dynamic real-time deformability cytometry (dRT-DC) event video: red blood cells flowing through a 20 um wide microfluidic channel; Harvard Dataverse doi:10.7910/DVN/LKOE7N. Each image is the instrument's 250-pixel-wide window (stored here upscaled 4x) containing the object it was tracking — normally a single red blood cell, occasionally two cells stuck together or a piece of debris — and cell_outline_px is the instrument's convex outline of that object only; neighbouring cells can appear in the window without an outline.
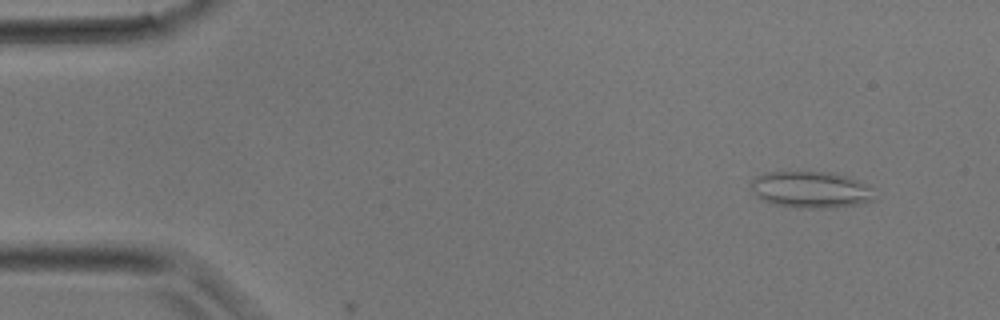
{"species": "common noctule bat (a hibernating species)", "species_latin": "Nyctalus noctula", "temperature_condition": "room temperature", "stored_images_in_passage": 4, "camera_frame_rate_fps": 3000, "um_per_image_px": 0.085, "animal": {"sex": "male", "body_mass_g": 17.9}, "frame": {"image": 1, "passage_image": 3, "time_ms": 0.667, "image_size_px": [1000, 320], "cell_outline_px": [[876, 200], [856, 204], [832, 208], [792, 208], [772, 204], [760, 200], [756, 196], [752, 188], [752, 180], [756, 176], [764, 172], [832, 172], [848, 176], [872, 188]], "centroid_in_image_um": [68.9, 16.13], "position_along_channel_um": 16.1, "area_um2": 26.59}}